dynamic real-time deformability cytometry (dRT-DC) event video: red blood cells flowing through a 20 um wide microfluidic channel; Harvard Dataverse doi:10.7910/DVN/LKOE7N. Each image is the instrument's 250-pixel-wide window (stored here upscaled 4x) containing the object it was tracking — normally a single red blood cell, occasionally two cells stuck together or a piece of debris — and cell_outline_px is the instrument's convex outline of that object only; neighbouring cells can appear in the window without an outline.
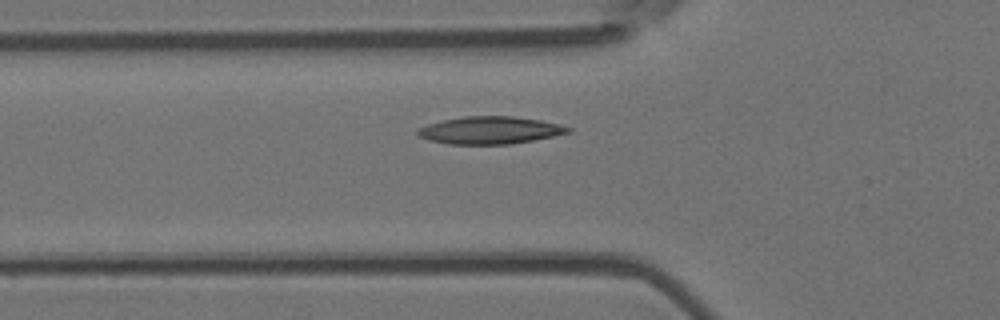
{"species": "Egyptian fruit bat (a non-hibernating species)", "species_latin": "Rousettus aegyptiacus", "temperature_condition": "room temperature", "stored_images_in_passage": 18, "camera_frame_rate_fps": 3000, "um_per_image_px": 0.085, "animal": {"sex": "female"}, "frame": {"image": 1, "passage_image": 4, "time_ms": 1.0, "image_size_px": [1000, 320], "cell_outline_px": [[572, 132], [532, 140], [508, 144], [448, 144], [428, 140], [420, 136], [416, 132], [420, 128], [428, 124], [444, 120], [464, 116], [512, 116], [540, 120], [572, 128]], "centroid_in_image_um": [41.64, 11.07], "position_along_channel_um": 84.2, "area_um2": 23.76}}
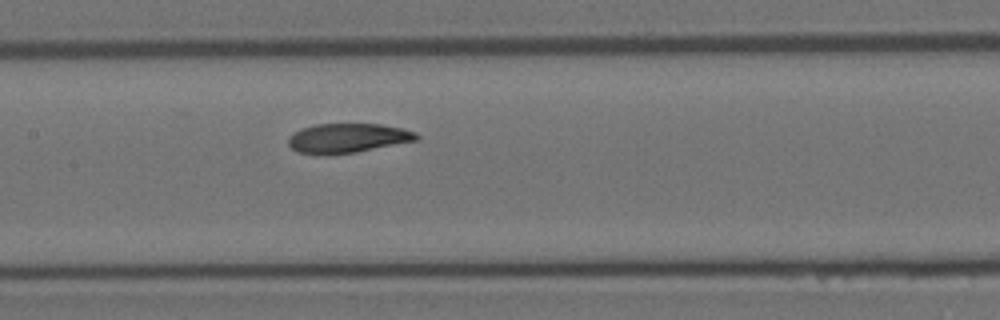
{"frame": {"image": 2, "passage_image": 11, "time_ms": 3.333, "image_size_px": [1000, 320], "cell_outline_px": [[420, 136], [416, 140], [356, 152], [328, 156], [296, 152], [288, 144], [288, 136], [292, 132], [316, 124], [380, 124], [400, 128], [416, 132]], "centroid_in_image_um": [29.49, 11.75], "position_along_channel_um": 177.9, "area_um2": 22.08}}
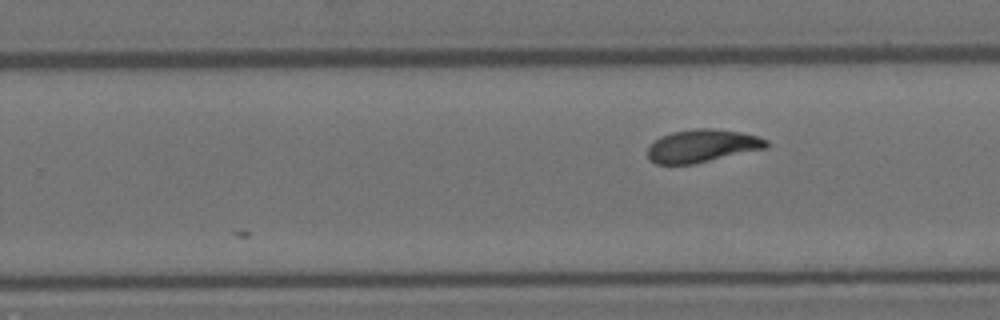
{"frame": {"image": 3, "passage_image": 18, "time_ms": 5.667, "image_size_px": [1000, 320], "cell_outline_px": [[768, 148], [696, 164], [656, 164], [648, 160], [648, 144], [660, 136], [672, 132], [692, 128], [716, 128], [740, 132], [756, 136], [768, 140]], "centroid_in_image_um": [59.67, 12.4], "position_along_channel_um": 270.1, "area_um2": 23.18}}